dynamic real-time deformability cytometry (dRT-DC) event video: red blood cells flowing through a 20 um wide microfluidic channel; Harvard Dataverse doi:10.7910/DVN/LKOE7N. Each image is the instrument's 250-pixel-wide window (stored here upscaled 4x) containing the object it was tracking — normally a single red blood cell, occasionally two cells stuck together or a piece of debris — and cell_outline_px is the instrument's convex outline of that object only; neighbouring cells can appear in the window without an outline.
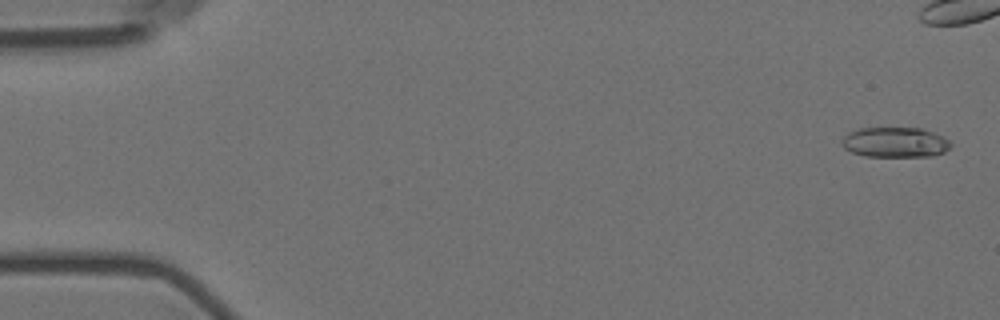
{"species": "Egyptian fruit bat (a non-hibernating species)", "species_latin": "Rousettus aegyptiacus", "temperature_condition": "room temperature", "stored_images_in_passage": 46, "camera_frame_rate_fps": 3000, "um_per_image_px": 0.085, "animal": {"sex": "female"}, "frame": {"image": 1, "passage_image": 2, "time_ms": 0.333, "image_size_px": [1000, 320], "cell_outline_px": [[952, 144], [944, 152], [932, 156], [864, 156], [852, 152], [844, 148], [840, 144], [840, 140], [848, 132], [860, 128], [920, 128], [944, 136]], "centroid_in_image_um": [76.05, 12.09], "position_along_channel_um": 8.9, "area_um2": 19.19}}
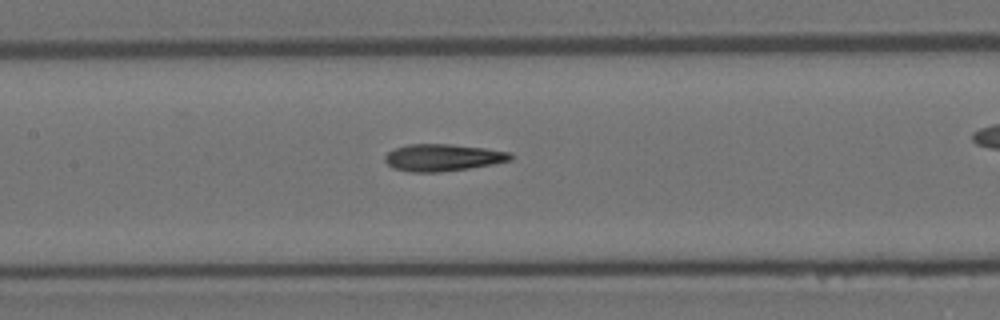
{"frame": {"image": 2, "passage_image": 27, "time_ms": 8.667, "image_size_px": [1000, 320], "cell_outline_px": [[512, 160], [492, 164], [468, 168], [440, 172], [408, 172], [396, 168], [388, 164], [384, 160], [384, 156], [388, 152], [396, 148], [408, 144], [448, 144], [484, 148], [512, 152]], "centroid_in_image_um": [37.64, 13.39], "position_along_channel_um": 169.8, "area_um2": 19.65}}
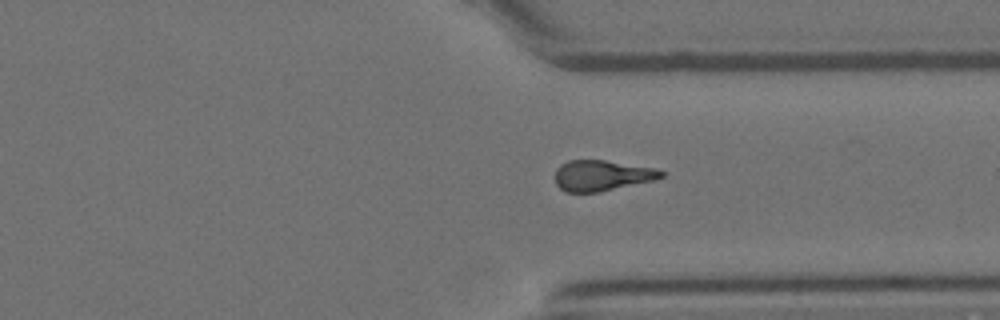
{"frame": {"image": 3, "passage_image": 43, "time_ms": 14.0, "image_size_px": [1000, 320], "cell_outline_px": [[664, 176], [652, 180], [600, 192], [564, 192], [556, 184], [556, 168], [560, 164], [568, 160], [604, 160], [652, 168], [664, 172]], "centroid_in_image_um": [51.1, 14.92], "position_along_channel_um": 360.3, "area_um2": 18.73}}